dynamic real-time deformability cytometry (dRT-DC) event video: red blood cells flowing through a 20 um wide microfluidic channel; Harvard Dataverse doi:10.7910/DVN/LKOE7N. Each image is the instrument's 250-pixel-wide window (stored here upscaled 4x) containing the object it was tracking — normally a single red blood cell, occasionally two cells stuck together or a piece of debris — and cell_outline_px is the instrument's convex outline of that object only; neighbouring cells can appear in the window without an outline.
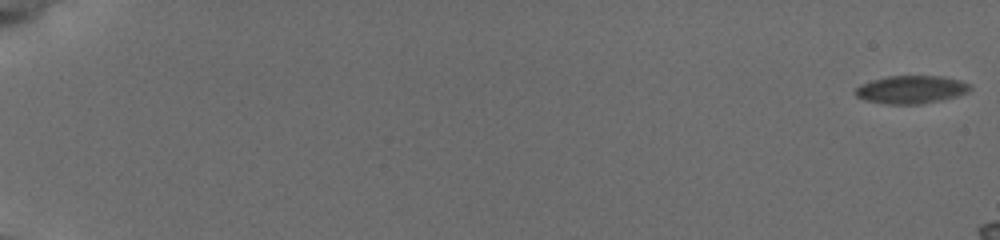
{"species": "common noctule bat (a hibernating species)", "species_latin": "Nyctalus noctula", "temperature_condition": "cold", "stored_images_in_passage": 15, "camera_frame_rate_fps": 3000, "um_per_image_px": 0.085, "animal": {"sex": "female", "body_mass_g": 19.5, "forearm_length_mm": 54.1}, "frame": {"image": 1, "passage_image": 1, "time_ms": 0.0, "image_size_px": [1000, 240], "cell_outline_px": [[972, 88], [968, 92], [956, 96], [940, 100], [920, 104], [888, 104], [868, 100], [856, 96], [856, 88], [860, 84], [872, 80], [888, 76], [940, 76], [960, 80], [972, 84]], "centroid_in_image_um": [77.49, 7.6], "position_along_channel_um": 7.5, "area_um2": 18.55}}